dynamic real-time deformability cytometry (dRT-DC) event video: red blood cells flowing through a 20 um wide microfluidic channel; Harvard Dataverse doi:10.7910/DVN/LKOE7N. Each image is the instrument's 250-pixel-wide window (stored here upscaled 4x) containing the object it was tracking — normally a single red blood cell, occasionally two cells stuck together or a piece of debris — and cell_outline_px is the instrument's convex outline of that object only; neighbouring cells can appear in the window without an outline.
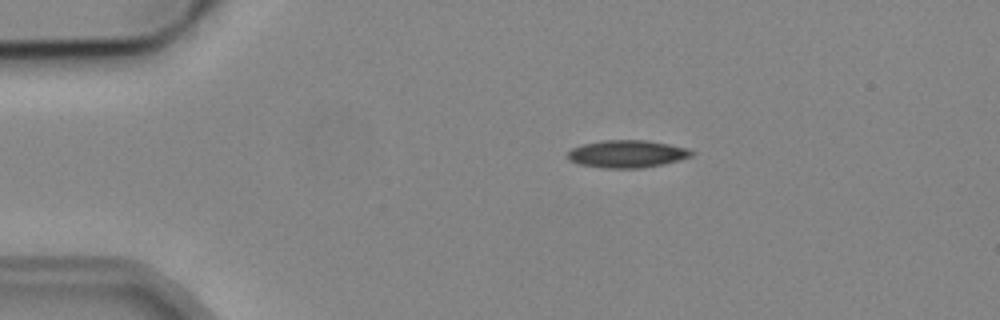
{"species": "common noctule bat (a hibernating species)", "species_latin": "Nyctalus noctula", "temperature_condition": "cold", "stored_images_in_passage": 9, "camera_frame_rate_fps": 3000, "um_per_image_px": 0.085, "animal": {"sex": "male", "body_mass_g": 19.2, "forearm_length_mm": 51.8}, "frame": {"image": 1, "passage_image": 3, "time_ms": 2.333, "image_size_px": [1000, 320], "cell_outline_px": [[696, 152], [692, 156], [680, 160], [664, 164], [640, 168], [604, 168], [580, 164], [568, 160], [568, 152], [572, 148], [584, 144], [604, 140], [648, 140], [688, 148]], "centroid_in_image_um": [53.34, 13.08], "position_along_channel_um": 31.7, "area_um2": 19.88}}
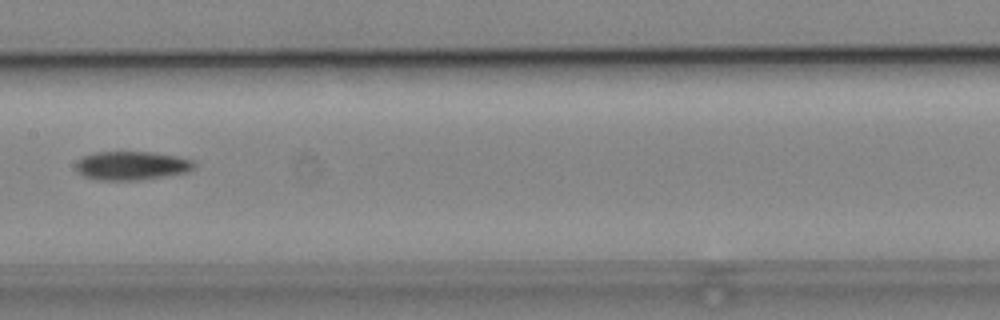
{"frame": {"image": 2, "passage_image": 8, "time_ms": 8.0, "image_size_px": [1000, 320], "cell_outline_px": [[196, 168], [188, 172], [164, 176], [136, 180], [100, 180], [84, 176], [76, 168], [76, 164], [84, 156], [92, 152], [152, 152], [176, 156], [196, 160]], "centroid_in_image_um": [11.26, 14.07], "position_along_channel_um": 196.1, "area_um2": 19.77}}
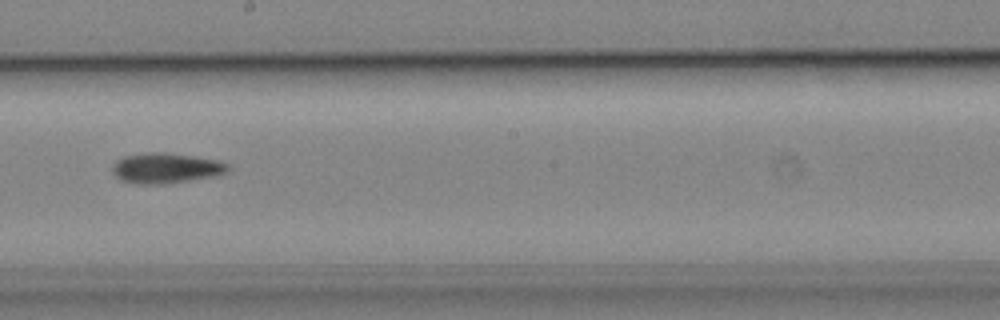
{"frame": {"image": 3, "passage_image": 9, "time_ms": 9.0, "image_size_px": [1000, 320], "cell_outline_px": [[232, 168], [228, 172], [216, 176], [160, 184], [136, 184], [120, 180], [112, 172], [112, 164], [116, 160], [124, 156], [148, 152], [164, 152], [196, 156], [220, 160], [228, 164]], "centroid_in_image_um": [14.12, 14.28], "position_along_channel_um": 234.1, "area_um2": 20.69}}